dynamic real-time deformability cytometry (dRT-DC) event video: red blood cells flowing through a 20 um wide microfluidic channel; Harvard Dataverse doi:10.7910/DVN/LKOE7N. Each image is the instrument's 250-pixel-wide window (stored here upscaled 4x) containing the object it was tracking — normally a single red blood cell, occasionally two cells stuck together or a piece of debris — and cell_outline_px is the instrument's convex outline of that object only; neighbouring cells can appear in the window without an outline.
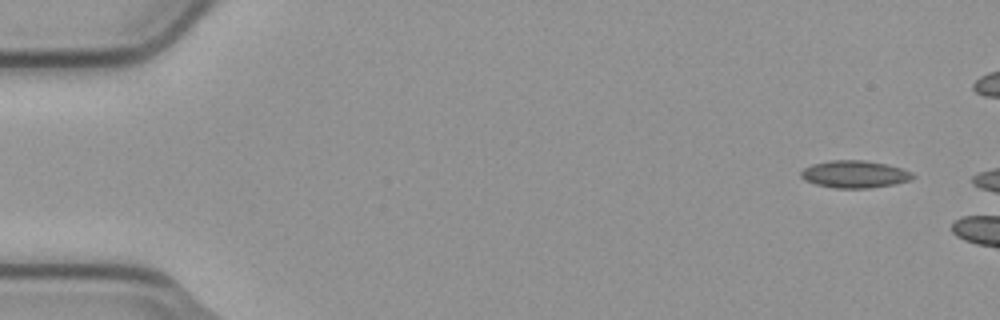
{"species": "common noctule bat (a hibernating species)", "species_latin": "Nyctalus noctula", "temperature_condition": "cold", "stored_images_in_passage": 2, "camera_frame_rate_fps": 3000, "um_per_image_px": 0.085, "animal": {"sex": "male", "body_mass_g": 23.1, "forearm_length_mm": 52.7}, "frame": {"image": 1, "passage_image": 1, "time_ms": 0.0, "image_size_px": [1000, 320], "cell_outline_px": [[916, 176], [912, 180], [892, 184], [868, 188], [832, 188], [816, 184], [800, 176], [800, 172], [804, 168], [812, 164], [828, 160], [864, 160], [884, 164], [900, 168]], "centroid_in_image_um": [72.61, 14.8], "position_along_channel_um": 12.4, "area_um2": 17.57}}